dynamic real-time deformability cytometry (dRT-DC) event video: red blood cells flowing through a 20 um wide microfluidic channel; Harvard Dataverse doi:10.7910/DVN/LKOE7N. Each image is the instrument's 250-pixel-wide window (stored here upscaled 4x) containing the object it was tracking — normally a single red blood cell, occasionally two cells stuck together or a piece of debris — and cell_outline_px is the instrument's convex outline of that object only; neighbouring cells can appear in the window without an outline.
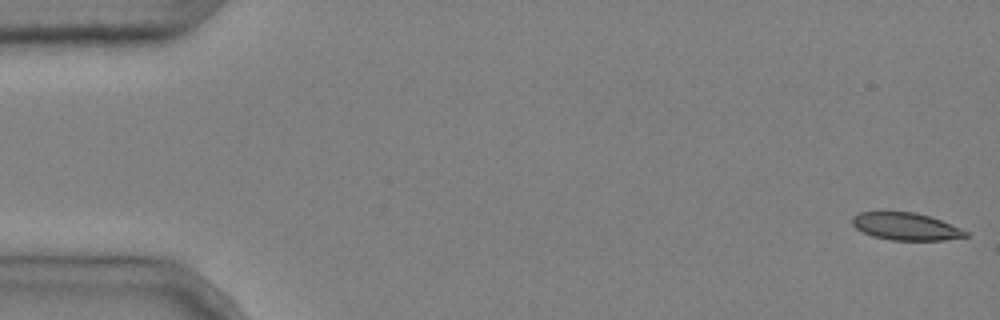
{"species": "common noctule bat (a hibernating species)", "species_latin": "Nyctalus noctula", "temperature_condition": "cold", "stored_images_in_passage": 5, "camera_frame_rate_fps": 3000, "um_per_image_px": 0.085, "animal": {"sex": "male", "body_mass_g": 20.4}, "frame": {"image": 1, "passage_image": 1, "time_ms": 0.0, "image_size_px": [1000, 320], "cell_outline_px": [[968, 236], [944, 240], [892, 240], [872, 236], [856, 228], [852, 224], [852, 216], [860, 212], [916, 212], [940, 220], [968, 232]], "centroid_in_image_um": [76.96, 19.25], "position_along_channel_um": 8.0, "area_um2": 17.86}}
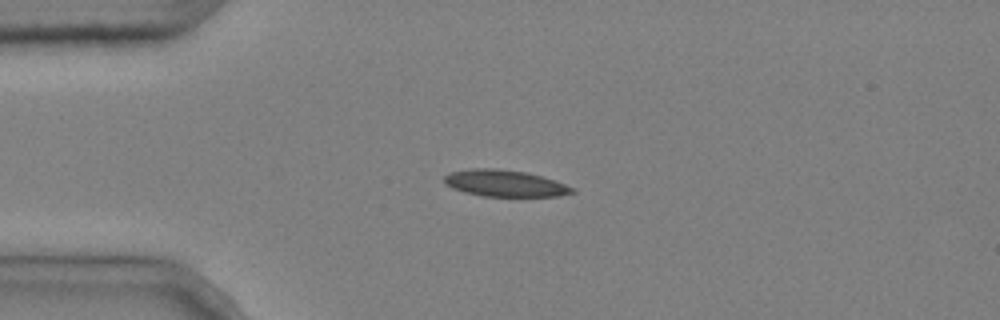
{"frame": {"image": 2, "passage_image": 4, "time_ms": 1.0, "image_size_px": [1000, 320], "cell_outline_px": [[576, 192], [560, 196], [484, 196], [464, 192], [452, 188], [444, 184], [444, 176], [448, 172], [472, 168], [496, 168], [528, 172], [556, 180], [576, 188]], "centroid_in_image_um": [42.93, 15.57], "position_along_channel_um": 42.1, "area_um2": 20.17}}